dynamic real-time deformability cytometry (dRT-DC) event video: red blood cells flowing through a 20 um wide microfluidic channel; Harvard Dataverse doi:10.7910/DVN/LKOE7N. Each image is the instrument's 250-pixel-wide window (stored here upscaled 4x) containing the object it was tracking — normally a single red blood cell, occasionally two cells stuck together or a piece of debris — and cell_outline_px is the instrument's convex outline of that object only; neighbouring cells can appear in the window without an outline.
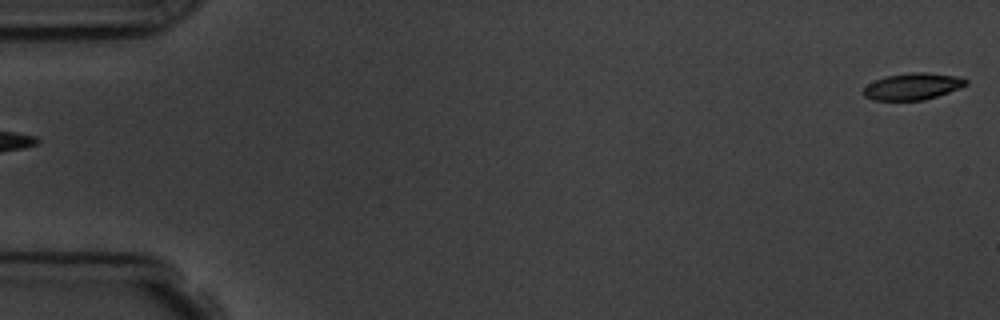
{"species": "common noctule bat (a hibernating species)", "species_latin": "Nyctalus noctula", "temperature_condition": "room temperature", "stored_images_in_passage": 5, "segment_of_instrument_passage": [2, 2], "camera_frame_rate_fps": 3000, "um_per_image_px": 0.085, "animal": {"sex": "male", "body_mass_g": 19.5, "forearm_length_mm": 54.6}, "frame": {"image": 1, "passage_image": 5, "time_ms": 6.0, "image_size_px": [1000, 320], "cell_outline_px": [[968, 84], [960, 88], [924, 100], [872, 100], [864, 96], [864, 88], [868, 84], [884, 76], [908, 72], [928, 72], [960, 76], [968, 80]], "centroid_in_image_um": [77.6, 7.33], "position_along_channel_um": 7.4, "area_um2": 16.07}}